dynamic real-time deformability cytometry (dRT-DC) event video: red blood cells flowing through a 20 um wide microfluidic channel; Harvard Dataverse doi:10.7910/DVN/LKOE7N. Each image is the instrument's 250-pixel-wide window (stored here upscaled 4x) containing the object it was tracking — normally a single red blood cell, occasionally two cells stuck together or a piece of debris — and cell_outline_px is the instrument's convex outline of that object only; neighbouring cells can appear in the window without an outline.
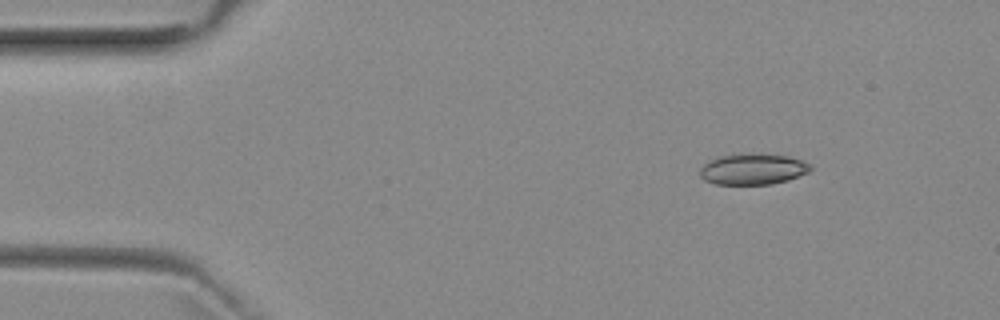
{"species": "common noctule bat (a hibernating species)", "species_latin": "Nyctalus noctula", "temperature_condition": "room temperature", "stored_images_in_passage": 3, "camera_frame_rate_fps": 3000, "um_per_image_px": 0.085, "animal": {"sex": "female", "body_mass_g": 29.2, "forearm_length_mm": 56.3}, "frame": {"image": 1, "passage_image": 1, "time_ms": 0.0, "image_size_px": [1000, 320], "cell_outline_px": [[812, 168], [808, 172], [788, 180], [772, 184], [716, 184], [704, 180], [700, 176], [700, 168], [704, 164], [716, 156], [788, 156], [812, 164]], "centroid_in_image_um": [63.99, 14.42], "position_along_channel_um": 21.0, "area_um2": 19.19}}